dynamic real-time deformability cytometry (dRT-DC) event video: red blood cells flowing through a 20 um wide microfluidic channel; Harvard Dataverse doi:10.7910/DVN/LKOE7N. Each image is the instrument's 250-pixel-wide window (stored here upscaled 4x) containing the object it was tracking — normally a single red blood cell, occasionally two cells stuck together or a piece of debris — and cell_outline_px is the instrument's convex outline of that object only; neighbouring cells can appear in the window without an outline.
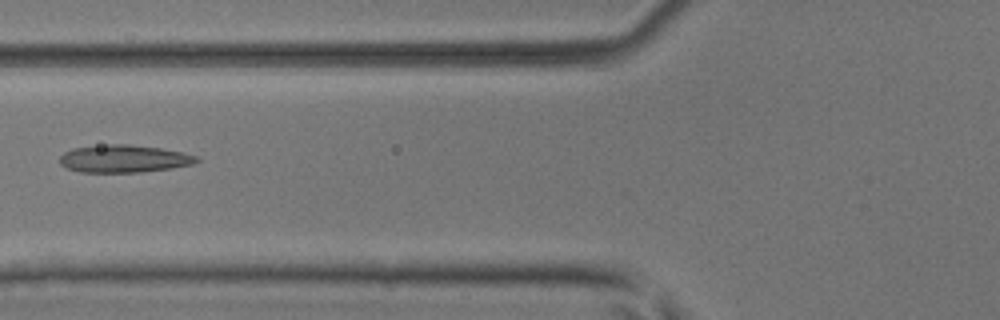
{"species": "common noctule bat (a hibernating species)", "species_latin": "Nyctalus noctula", "temperature_condition": "room temperature", "stored_images_in_passage": 4, "camera_frame_rate_fps": 3000, "um_per_image_px": 0.085, "animal": {"sex": "male", "body_mass_g": 17.9, "forearm_length_mm": 54.2}, "frame": {"image": 1, "passage_image": 4, "time_ms": 1.0, "image_size_px": [1000, 320], "cell_outline_px": [[200, 160], [192, 164], [172, 168], [140, 172], [80, 172], [68, 168], [60, 164], [60, 156], [64, 152], [72, 148], [108, 144], [128, 144], [160, 148], [184, 152], [196, 156]], "centroid_in_image_um": [10.53, 13.49], "position_along_channel_um": 115.3, "area_um2": 21.96}}